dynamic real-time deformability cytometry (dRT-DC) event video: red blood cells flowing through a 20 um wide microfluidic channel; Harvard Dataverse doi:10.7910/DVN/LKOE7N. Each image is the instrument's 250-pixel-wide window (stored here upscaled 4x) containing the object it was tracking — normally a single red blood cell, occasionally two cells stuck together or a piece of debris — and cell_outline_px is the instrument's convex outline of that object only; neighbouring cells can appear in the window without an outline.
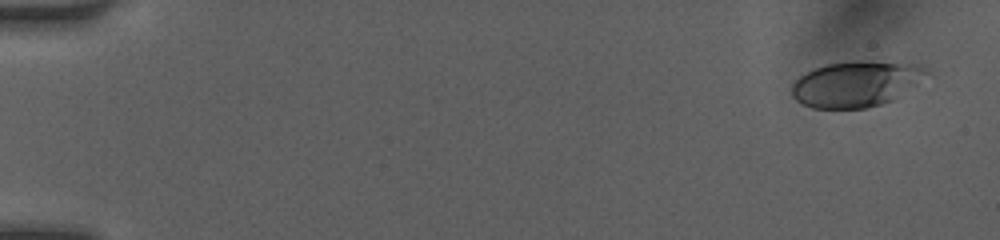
{"species": "human", "species_latin": "Homo sapiens", "temperature_condition": "room temperature", "stored_images_in_passage": 49, "camera_frame_rate_fps": 3000, "um_per_image_px": 0.085, "donor": {"sex": "female"}, "frame": {"image": 1, "passage_image": 1, "time_ms": 0.0, "image_size_px": [1000, 240], "cell_outline_px": [[904, 68], [892, 100], [880, 104], [864, 108], [812, 108], [796, 100], [792, 96], [792, 84], [800, 76], [816, 68], [828, 64], [856, 60], [864, 60], [896, 64]], "centroid_in_image_um": [72.09, 7.21], "position_along_channel_um": 12.9, "area_um2": 30.98}}
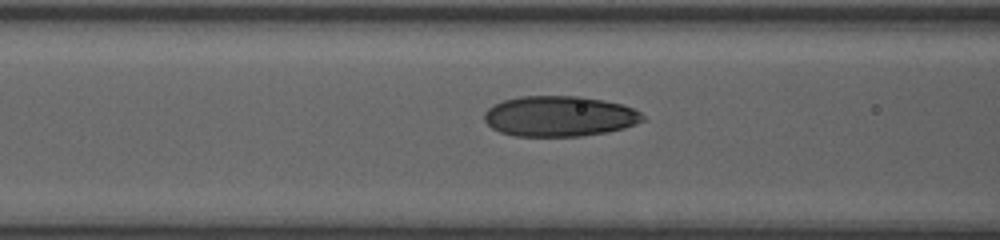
{"frame": {"image": 2, "passage_image": 20, "time_ms": 6.333, "image_size_px": [1000, 240], "cell_outline_px": [[644, 120], [636, 124], [624, 128], [608, 132], [580, 136], [516, 136], [500, 132], [492, 128], [484, 120], [484, 112], [488, 108], [504, 100], [520, 96], [580, 96], [604, 100], [620, 104], [632, 108], [640, 112], [644, 116]], "centroid_in_image_um": [47.55, 9.88], "position_along_channel_um": 119.0, "area_um2": 37.4}}
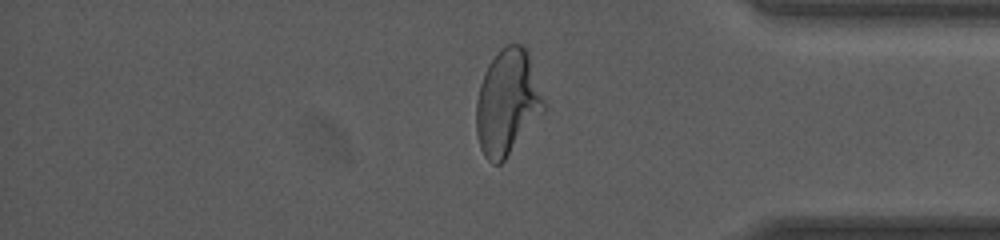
{"frame": {"image": 3, "passage_image": 41, "time_ms": 13.333, "image_size_px": [1000, 240], "cell_outline_px": [[548, 108], [504, 160], [500, 164], [492, 164], [484, 156], [480, 148], [476, 132], [476, 100], [480, 84], [488, 64], [500, 48], [508, 44], [520, 44], [528, 48]], "centroid_in_image_um": [43.16, 8.69], "position_along_channel_um": 392.0, "area_um2": 42.25}, "authors_computed_cell_mechanics": {"area_um2": 37.0498, "velocity_mm_per_s": 4.1241, "shape_relaxation_time_tau1_ms": 4.3818, "shape_relaxation_time_tau2_ms": 0.7416, "deformation_change_tau1": 0.1622, "deformation_change_tau2": 0.0595}}